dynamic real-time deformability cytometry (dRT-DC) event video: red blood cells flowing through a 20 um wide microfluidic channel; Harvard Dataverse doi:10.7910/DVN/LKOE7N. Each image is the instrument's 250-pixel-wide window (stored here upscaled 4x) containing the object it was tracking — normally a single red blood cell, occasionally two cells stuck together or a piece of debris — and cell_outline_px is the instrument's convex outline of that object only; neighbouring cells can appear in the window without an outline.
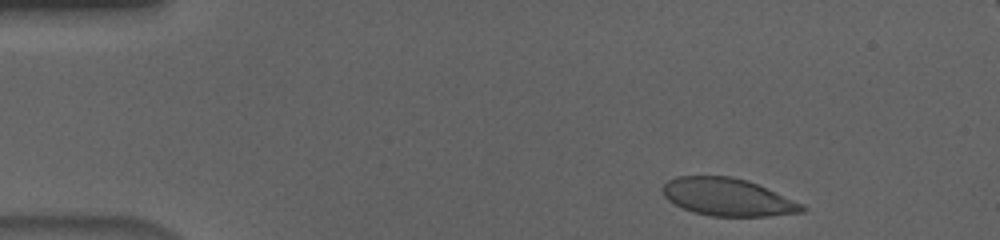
{"species": "human", "species_latin": "Homo sapiens", "temperature_condition": "cold", "stored_images_in_passage": 51, "camera_frame_rate_fps": 3000, "um_per_image_px": 0.085, "donor": {"sex": "male"}, "frame": {"image": 1, "passage_image": 3, "time_ms": 0.667, "image_size_px": [1000, 240], "cell_outline_px": [[808, 208], [804, 212], [768, 216], [712, 216], [692, 212], [668, 200], [664, 196], [660, 188], [668, 180], [676, 176], [732, 176], [748, 180], [804, 204]], "centroid_in_image_um": [61.86, 16.75], "position_along_channel_um": 23.1, "area_um2": 30.69}}
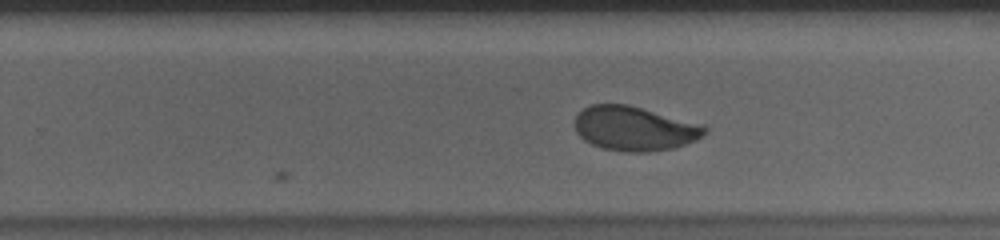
{"frame": {"image": 2, "passage_image": 31, "time_ms": 10.0, "image_size_px": [1000, 240], "cell_outline_px": [[708, 132], [696, 140], [676, 148], [648, 152], [628, 152], [604, 148], [592, 144], [584, 140], [576, 132], [576, 116], [584, 108], [592, 104], [628, 104], [704, 124], [708, 128]], "centroid_in_image_um": [53.99, 10.92], "position_along_channel_um": 275.8, "area_um2": 33.76}}
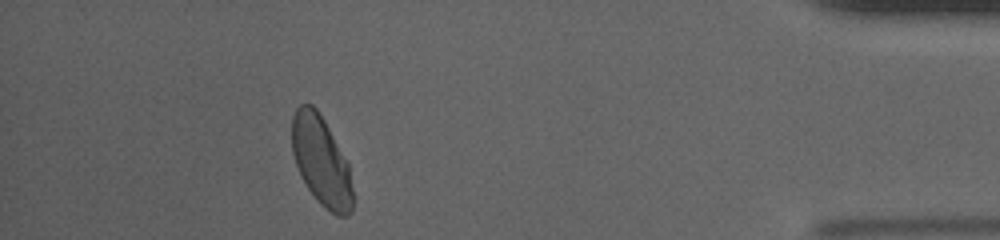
{"frame": {"image": 3, "passage_image": 46, "time_ms": 15.0, "image_size_px": [1000, 240], "cell_outline_px": [[352, 212], [348, 216], [336, 216], [324, 208], [320, 204], [308, 188], [300, 176], [292, 152], [292, 116], [296, 108], [300, 104], [312, 104], [316, 108], [324, 120], [348, 164], [352, 188]], "centroid_in_image_um": [27.29, 13.7], "position_along_channel_um": 407.9, "area_um2": 31.56}, "authors_computed_cell_mechanics": {"area_um2": 33.4662, "velocity_mm_per_s": 3.635, "shape_relaxation_time_tau1_ms": 3.8706, "shape_relaxation_time_tau2_ms": 0.9343, "deformation_change_tau1": 0.1182, "deformation_change_tau2": 0.0466}}